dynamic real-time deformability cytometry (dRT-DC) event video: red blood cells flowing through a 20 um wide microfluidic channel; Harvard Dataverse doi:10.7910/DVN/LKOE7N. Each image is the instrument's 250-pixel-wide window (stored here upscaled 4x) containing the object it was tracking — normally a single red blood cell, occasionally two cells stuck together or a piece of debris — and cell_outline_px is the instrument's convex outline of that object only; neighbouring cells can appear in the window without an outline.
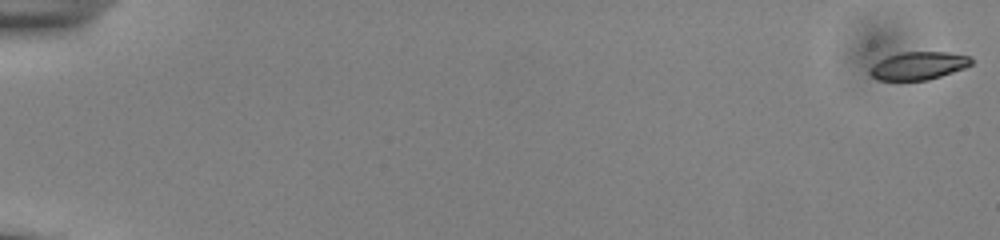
{"species": "common noctule bat (a hibernating species)", "species_latin": "Nyctalus noctula", "temperature_condition": "cold", "stored_images_in_passage": 17, "camera_frame_rate_fps": 3000, "um_per_image_px": 0.085, "animal": {"sex": "male", "body_mass_g": 13.0, "forearm_length_mm": 53.1}, "frame": {"image": 1, "passage_image": 1, "time_ms": 0.0, "image_size_px": [1000, 240], "cell_outline_px": [[972, 64], [964, 68], [928, 80], [880, 80], [872, 76], [868, 72], [868, 68], [872, 64], [888, 56], [904, 52], [948, 52], [972, 56]], "centroid_in_image_um": [78.07, 5.58], "position_along_channel_um": 6.9, "area_um2": 16.47}}
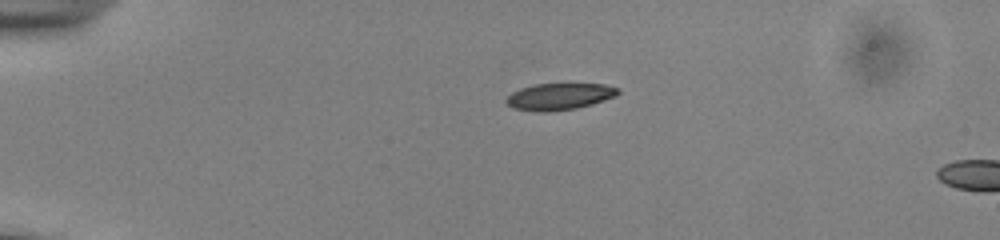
{"frame": {"image": 2, "passage_image": 14, "time_ms": 4.333, "image_size_px": [1000, 240], "cell_outline_px": [[620, 92], [616, 96], [592, 104], [576, 108], [548, 112], [540, 112], [512, 108], [504, 100], [512, 92], [520, 88], [536, 84], [604, 84], [620, 88]], "centroid_in_image_um": [47.55, 8.2], "position_along_channel_um": 37.5, "area_um2": 17.4}}